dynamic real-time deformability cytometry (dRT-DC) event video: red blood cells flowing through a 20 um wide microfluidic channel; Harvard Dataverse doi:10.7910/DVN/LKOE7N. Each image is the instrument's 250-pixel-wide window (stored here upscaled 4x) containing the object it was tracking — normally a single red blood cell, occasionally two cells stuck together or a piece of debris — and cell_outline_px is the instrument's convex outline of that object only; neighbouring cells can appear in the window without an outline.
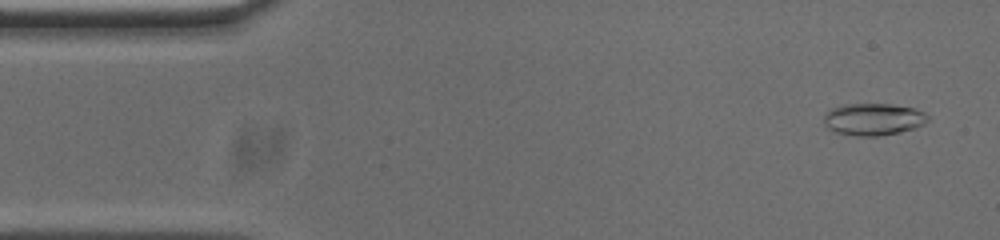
{"species": "common noctule bat (a hibernating species)", "species_latin": "Nyctalus noctula", "temperature_condition": "cold", "stored_images_in_passage": 50, "camera_frame_rate_fps": 3000, "um_per_image_px": 0.085, "animal": {"sex": "male", "body_mass_g": 20.0, "forearm_length_mm": 53.3}, "frame": {"image": 1, "passage_image": 3, "time_ms": 0.667, "image_size_px": [1000, 240], "cell_outline_px": [[928, 120], [924, 124], [916, 128], [900, 132], [880, 136], [856, 136], [836, 132], [828, 128], [824, 124], [824, 116], [832, 108], [844, 104], [892, 104], [912, 108], [924, 112], [928, 116]], "centroid_in_image_um": [74.24, 10.14], "position_along_channel_um": 10.8, "area_um2": 19.42}}
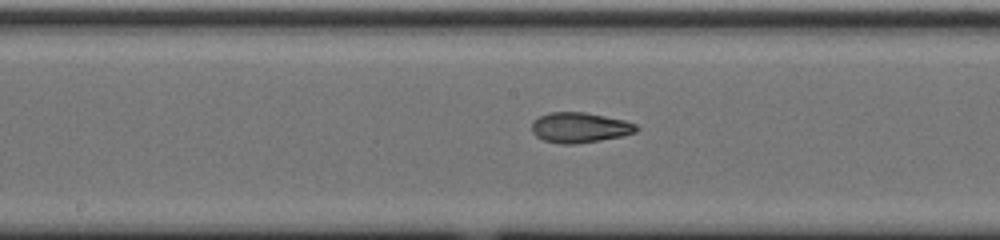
{"frame": {"image": 2, "passage_image": 26, "time_ms": 8.333, "image_size_px": [1000, 240], "cell_outline_px": [[640, 128], [636, 132], [620, 136], [600, 140], [576, 144], [560, 144], [544, 140], [536, 136], [532, 132], [532, 120], [548, 112], [584, 112], [624, 120], [636, 124]], "centroid_in_image_um": [49.26, 10.84], "position_along_channel_um": 198.9, "area_um2": 18.44}}
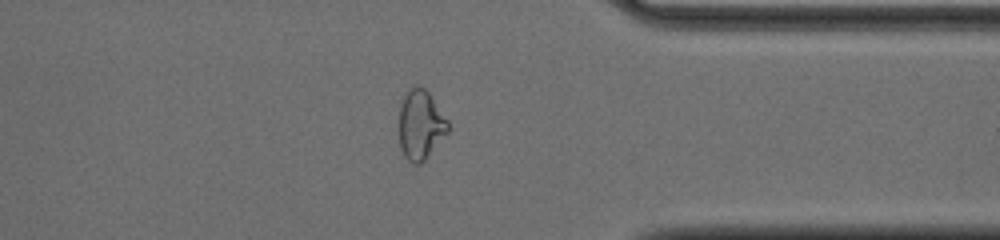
{"frame": {"image": 3, "passage_image": 41, "time_ms": 13.333, "image_size_px": [1000, 240], "cell_outline_px": [[448, 132], [424, 160], [420, 164], [412, 164], [404, 156], [400, 148], [400, 104], [408, 88], [416, 84], [420, 84], [428, 92], [448, 120]], "centroid_in_image_um": [35.74, 10.58], "position_along_channel_um": 375.7, "area_um2": 19.77}, "authors_computed_cell_mechanics": {"area_um2": 18.9295, "velocity_mm_per_s": 3.7663, "shape_relaxation_time_tau1_ms": null, "shape_relaxation_time_tau2_ms": 2.2312, "deformation_change_tau1": null, "deformation_change_tau2": 0.0819}}